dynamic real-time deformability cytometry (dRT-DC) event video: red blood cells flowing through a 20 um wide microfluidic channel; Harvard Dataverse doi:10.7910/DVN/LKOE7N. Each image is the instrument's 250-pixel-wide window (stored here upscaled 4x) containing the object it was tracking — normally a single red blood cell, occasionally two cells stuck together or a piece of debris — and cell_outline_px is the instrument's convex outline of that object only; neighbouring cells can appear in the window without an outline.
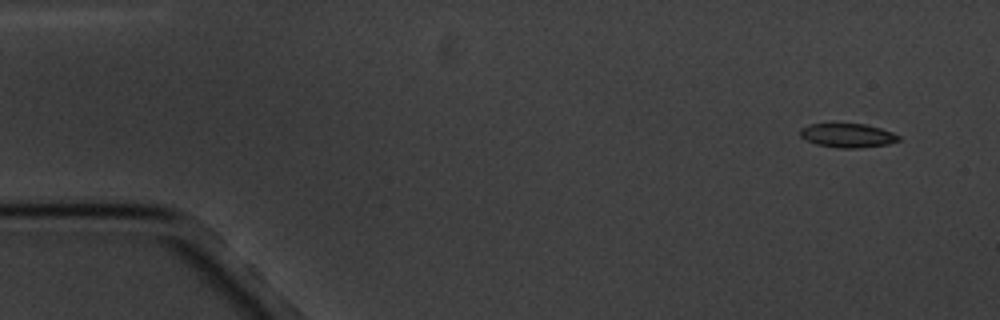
{"species": "common noctule bat (a hibernating species)", "species_latin": "Nyctalus noctula", "temperature_condition": "cold", "stored_images_in_passage": 6, "camera_frame_rate_fps": 3000, "um_per_image_px": 0.085, "animal": {"sex": "male", "body_mass_g": 20.1, "forearm_length_mm": 53.5}, "frame": {"image": 1, "passage_image": 1, "time_ms": 0.0, "image_size_px": [1000, 320], "cell_outline_px": [[900, 140], [888, 144], [860, 148], [840, 148], [816, 144], [800, 136], [800, 128], [812, 124], [864, 124], [880, 128], [892, 132], [900, 136]], "centroid_in_image_um": [72.07, 11.52], "position_along_channel_um": 12.9, "area_um2": 13.64}}
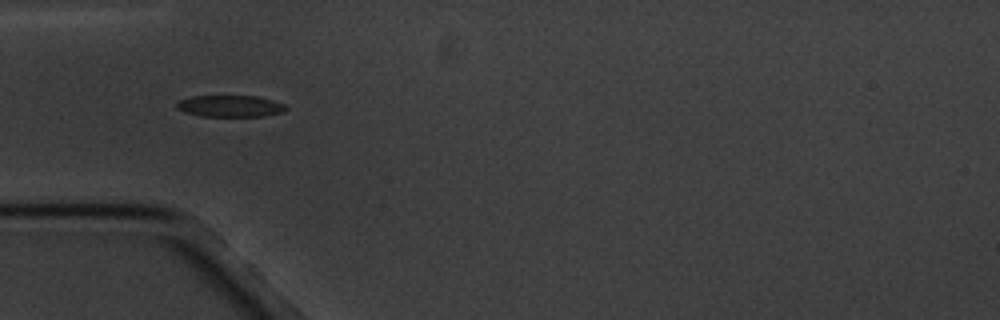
{"frame": {"image": 2, "passage_image": 5, "time_ms": 4.667, "image_size_px": [1000, 320], "cell_outline_px": [[288, 108], [284, 112], [264, 116], [200, 116], [184, 112], [176, 108], [176, 104], [180, 100], [192, 96], [256, 96], [272, 100], [284, 104]], "centroid_in_image_um": [19.57, 9.02], "position_along_channel_um": 65.4, "area_um2": 13.76}}
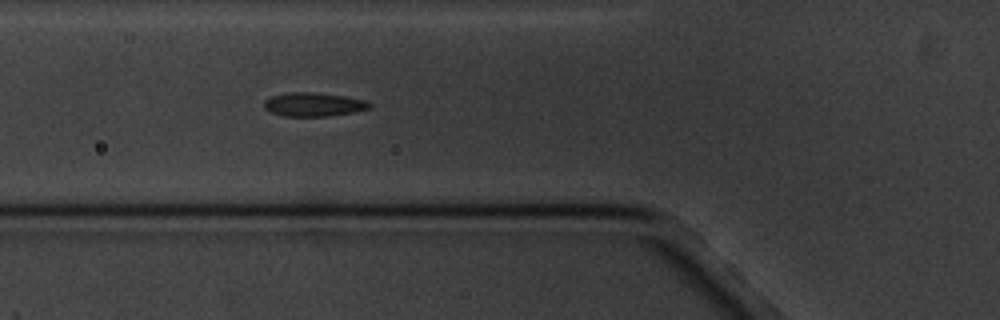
{"frame": {"image": 3, "passage_image": 6, "time_ms": 5.667, "image_size_px": [1000, 320], "cell_outline_px": [[372, 108], [356, 112], [328, 116], [284, 116], [272, 112], [264, 108], [264, 100], [272, 96], [288, 92], [312, 92], [344, 96], [368, 100], [372, 104]], "centroid_in_image_um": [26.71, 8.88], "position_along_channel_um": 99.1, "area_um2": 14.74}}